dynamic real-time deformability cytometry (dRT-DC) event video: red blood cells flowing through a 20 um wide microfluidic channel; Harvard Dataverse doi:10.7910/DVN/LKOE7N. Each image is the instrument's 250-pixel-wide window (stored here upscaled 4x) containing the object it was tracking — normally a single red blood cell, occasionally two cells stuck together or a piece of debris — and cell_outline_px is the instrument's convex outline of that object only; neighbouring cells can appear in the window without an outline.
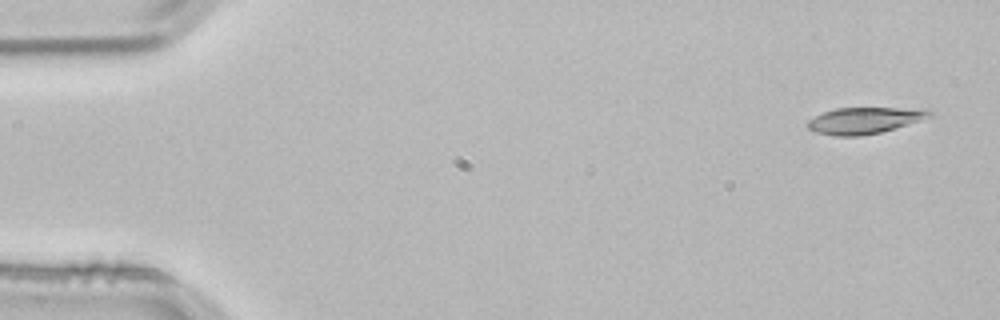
{"species": "common noctule bat (a hibernating species)", "species_latin": "Nyctalus noctula", "temperature_condition": "room temperature", "stored_images_in_passage": 3, "camera_frame_rate_fps": 3000, "um_per_image_px": 0.085, "animal": {"sex": "male", "body_mass_g": 21.5, "forearm_length_mm": 52.0}, "frame": {"image": 1, "passage_image": 1, "time_ms": 0.0, "image_size_px": [1000, 320], "cell_outline_px": [[936, 116], [880, 132], [860, 136], [836, 136], [816, 132], [808, 128], [808, 120], [824, 112], [836, 108], [932, 108], [936, 112]], "centroid_in_image_um": [73.61, 10.22], "position_along_channel_um": 11.4, "area_um2": 18.96}}
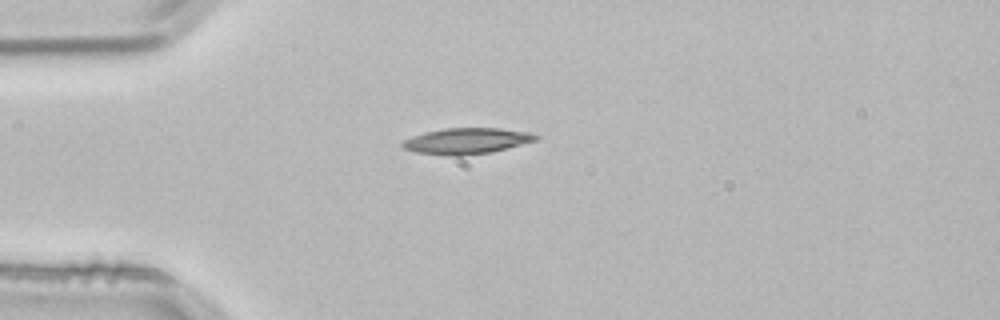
{"frame": {"image": 2, "passage_image": 3, "time_ms": 0.667, "image_size_px": [1000, 320], "cell_outline_px": [[540, 140], [492, 152], [464, 156], [448, 156], [416, 152], [404, 148], [400, 144], [404, 140], [412, 136], [424, 132], [444, 128], [500, 128], [532, 132], [540, 136]], "centroid_in_image_um": [39.72, 11.98], "position_along_channel_um": 45.3, "area_um2": 20.58}}